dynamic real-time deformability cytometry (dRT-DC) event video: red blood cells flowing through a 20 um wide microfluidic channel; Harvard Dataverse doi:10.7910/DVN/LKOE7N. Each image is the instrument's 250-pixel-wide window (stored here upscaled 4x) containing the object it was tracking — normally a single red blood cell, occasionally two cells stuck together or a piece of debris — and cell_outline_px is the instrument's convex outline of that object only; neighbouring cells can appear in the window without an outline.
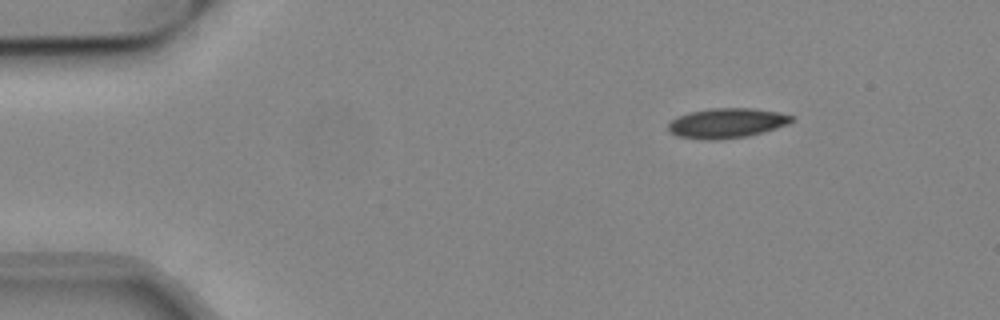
{"species": "common noctule bat (a hibernating species)", "species_latin": "Nyctalus noctula", "temperature_condition": "cold", "stored_images_in_passage": 15, "camera_frame_rate_fps": 3000, "um_per_image_px": 0.085, "animal": {"sex": "male", "body_mass_g": 19.2, "forearm_length_mm": 51.8}, "frame": {"image": 1, "passage_image": 1, "time_ms": 0.0, "image_size_px": [1000, 320], "cell_outline_px": [[792, 120], [788, 124], [776, 128], [748, 136], [716, 140], [700, 140], [676, 136], [668, 132], [668, 124], [676, 116], [692, 112], [712, 108], [752, 108], [776, 112], [792, 116]], "centroid_in_image_um": [61.71, 10.48], "position_along_channel_um": 23.3, "area_um2": 21.44}}
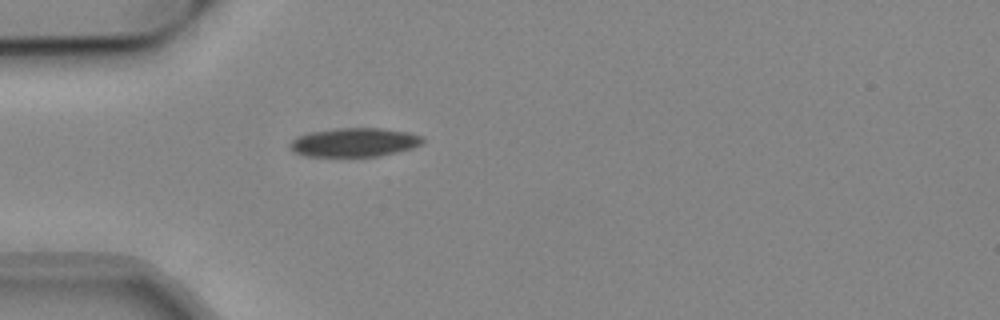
{"frame": {"image": 2, "passage_image": 9, "time_ms": 2.667, "image_size_px": [1000, 320], "cell_outline_px": [[424, 140], [420, 144], [412, 148], [380, 156], [308, 156], [296, 152], [288, 144], [292, 140], [300, 136], [312, 132], [336, 128], [380, 128], [408, 132], [424, 136]], "centroid_in_image_um": [30.17, 12.09], "position_along_channel_um": 54.8, "area_um2": 22.02}}